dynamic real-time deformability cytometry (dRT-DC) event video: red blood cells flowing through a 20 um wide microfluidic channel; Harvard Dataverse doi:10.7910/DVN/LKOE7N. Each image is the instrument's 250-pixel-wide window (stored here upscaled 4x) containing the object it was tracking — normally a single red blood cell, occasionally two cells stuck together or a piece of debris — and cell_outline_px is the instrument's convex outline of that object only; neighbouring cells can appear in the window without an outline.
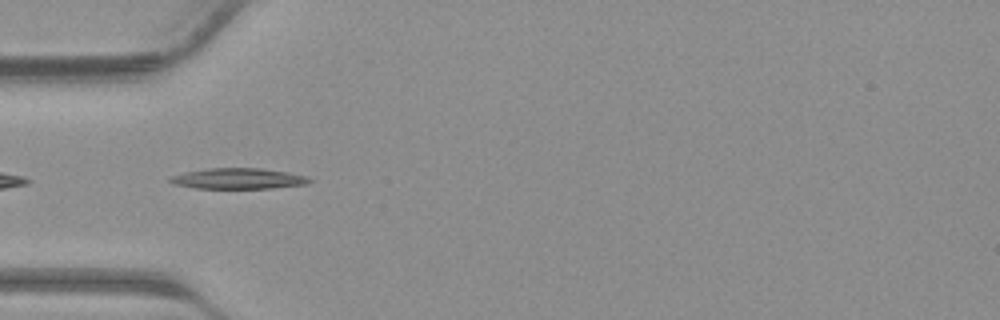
{"species": "common noctule bat (a hibernating species)", "species_latin": "Nyctalus noctula", "temperature_condition": "warm", "stored_images_in_passage": 30, "camera_frame_rate_fps": 3000, "um_per_image_px": 0.085, "animal": {"sex": "male", "body_mass_g": 23.1, "forearm_length_mm": 52.7}, "frame": {"image": 1, "passage_image": 2, "time_ms": 0.333, "image_size_px": [1000, 320], "cell_outline_px": [[312, 180], [308, 184], [272, 188], [196, 188], [176, 184], [168, 180], [172, 176], [184, 172], [208, 168], [260, 168], [288, 172], [308, 176]], "centroid_in_image_um": [20.31, 15.17], "position_along_channel_um": 64.7, "area_um2": 16.76}}
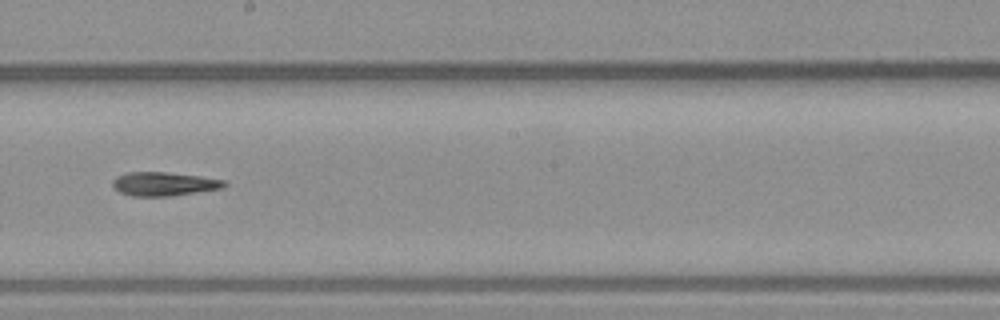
{"frame": {"image": 2, "passage_image": 12, "time_ms": 3.667, "image_size_px": [1000, 320], "cell_outline_px": [[228, 184], [224, 188], [168, 196], [132, 196], [120, 192], [112, 184], [112, 180], [116, 176], [128, 172], [164, 172], [200, 176], [224, 180]], "centroid_in_image_um": [13.94, 15.63], "position_along_channel_um": 234.3, "area_um2": 15.37}}
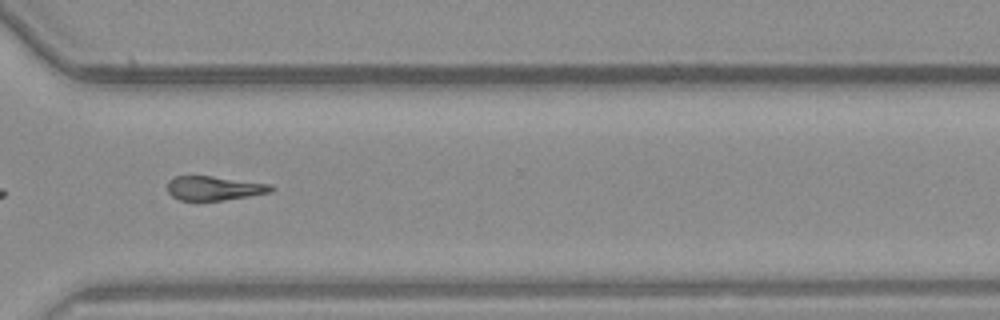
{"frame": {"image": 3, "passage_image": 19, "time_ms": 6.0, "image_size_px": [1000, 320], "cell_outline_px": [[276, 188], [272, 192], [224, 200], [180, 200], [172, 196], [168, 192], [168, 180], [176, 176], [212, 176], [272, 184]], "centroid_in_image_um": [18.24, 15.99], "position_along_channel_um": 352.4, "area_um2": 14.62}}